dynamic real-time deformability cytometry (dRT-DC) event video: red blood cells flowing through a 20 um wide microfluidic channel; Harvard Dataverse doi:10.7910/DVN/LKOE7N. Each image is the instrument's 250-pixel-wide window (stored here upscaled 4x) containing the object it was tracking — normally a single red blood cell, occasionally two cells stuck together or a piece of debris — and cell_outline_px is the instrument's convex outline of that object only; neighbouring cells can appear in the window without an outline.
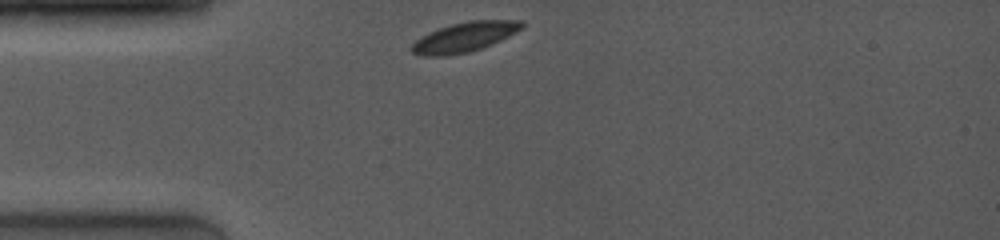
{"species": "common noctule bat (a hibernating species)", "species_latin": "Nyctalus noctula", "temperature_condition": "room temperature", "stored_images_in_passage": 28, "camera_frame_rate_fps": 4000, "um_per_image_px": 0.085, "animal": {"sex": "female", "body_mass_g": 19.0, "forearm_length_mm": 53.3}, "frame": {"image": 1, "passage_image": 1, "time_ms": 0.0, "image_size_px": [1000, 240], "cell_outline_px": [[524, 28], [492, 44], [468, 52], [444, 56], [420, 56], [412, 52], [408, 48], [420, 36], [440, 28], [452, 24], [468, 20], [520, 20], [524, 24]], "centroid_in_image_um": [39.46, 3.15], "position_along_channel_um": 45.5, "area_um2": 19.07}}
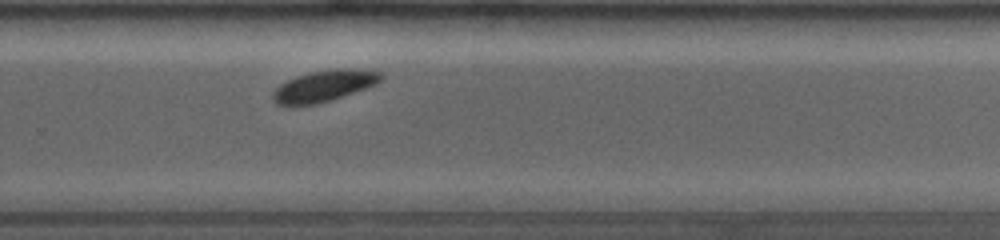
{"frame": {"image": 2, "passage_image": 19, "time_ms": 7.0, "image_size_px": [1000, 240], "cell_outline_px": [[384, 76], [376, 84], [316, 104], [276, 104], [272, 96], [272, 92], [280, 84], [296, 76], [308, 72], [344, 68], [384, 72]], "centroid_in_image_um": [27.54, 7.28], "position_along_channel_um": 302.3, "area_um2": 19.13}}
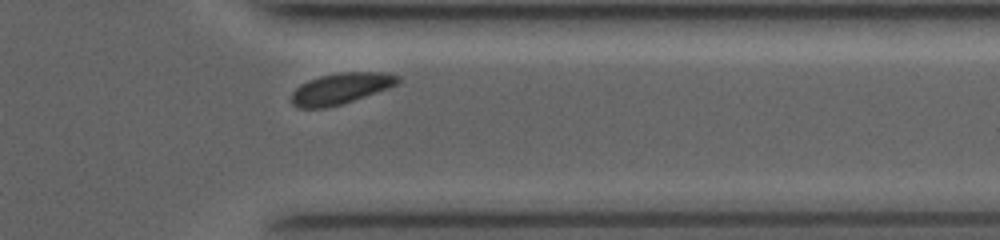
{"frame": {"image": 3, "passage_image": 25, "time_ms": 9.0, "image_size_px": [1000, 240], "cell_outline_px": [[400, 80], [396, 84], [388, 88], [328, 108], [300, 108], [292, 104], [292, 92], [300, 84], [308, 80], [320, 76], [340, 72], [384, 72], [400, 76]], "centroid_in_image_um": [28.94, 7.51], "position_along_channel_um": 382.5, "area_um2": 19.07}, "authors_computed_cell_mechanics": {"area_um2": 19.5075, "velocity_mm_per_s": 3.937, "shape_relaxation_time_tau1_ms": 1.5349, "shape_relaxation_time_tau2_ms": null, "deformation_change_tau1": 0.0412, "deformation_change_tau2": null}}